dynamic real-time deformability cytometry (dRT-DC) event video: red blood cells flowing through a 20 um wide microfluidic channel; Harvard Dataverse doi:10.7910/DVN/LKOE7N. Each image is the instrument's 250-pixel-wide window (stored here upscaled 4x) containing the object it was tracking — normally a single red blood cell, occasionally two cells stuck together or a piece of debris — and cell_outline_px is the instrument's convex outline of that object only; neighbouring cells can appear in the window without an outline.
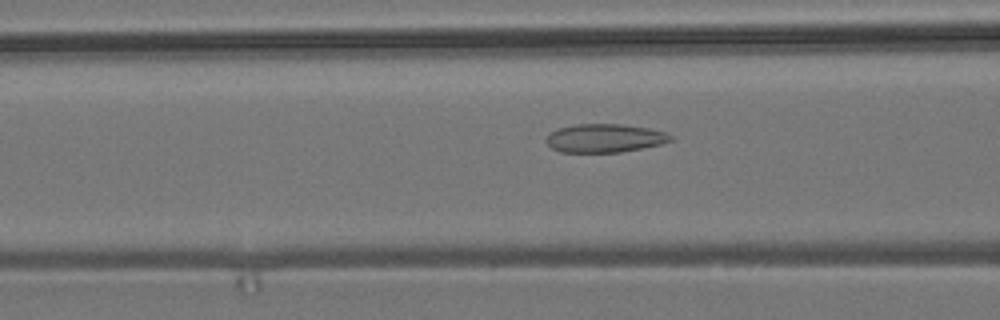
{"species": "common noctule bat (a hibernating species)", "species_latin": "Nyctalus noctula", "temperature_condition": "room temperature", "stored_images_in_passage": 41, "camera_frame_rate_fps": 3000, "um_per_image_px": 0.085, "animal": {"sex": "male", "body_mass_g": 19.2, "forearm_length_mm": 51.8}, "frame": {"image": 1, "passage_image": 10, "time_ms": 3.0, "image_size_px": [1000, 320], "cell_outline_px": [[672, 140], [660, 144], [620, 152], [560, 152], [552, 148], [544, 140], [548, 132], [560, 128], [576, 124], [624, 124], [648, 128], [664, 132], [672, 136]], "centroid_in_image_um": [51.35, 11.74], "position_along_channel_um": 115.3, "area_um2": 20.58}}
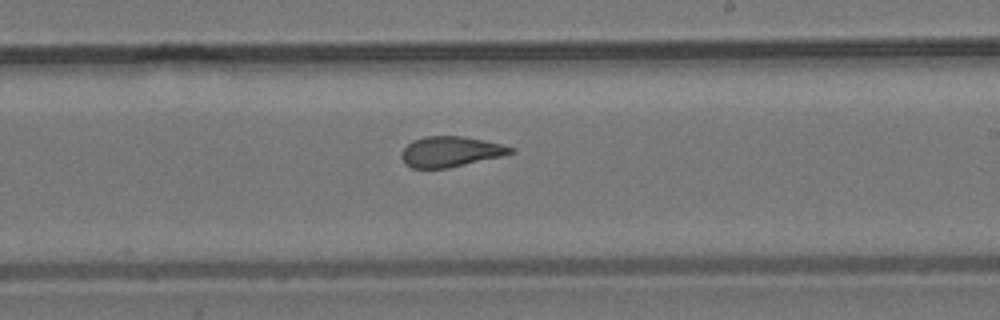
{"frame": {"image": 2, "passage_image": 21, "time_ms": 6.667, "image_size_px": [1000, 320], "cell_outline_px": [[516, 152], [500, 156], [448, 168], [412, 168], [404, 164], [400, 156], [400, 152], [412, 140], [424, 136], [464, 136], [504, 144], [516, 148]], "centroid_in_image_um": [38.29, 12.88], "position_along_channel_um": 250.7, "area_um2": 19.54}}
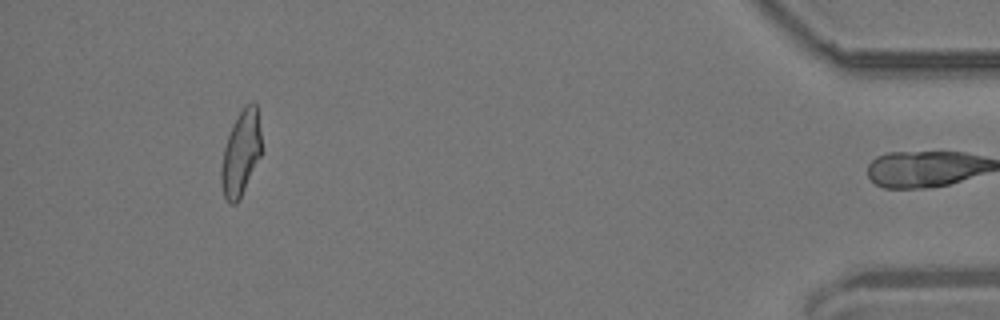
{"frame": {"image": 3, "passage_image": 40, "time_ms": 13.0, "image_size_px": [1000, 320], "cell_outline_px": [[260, 156], [236, 204], [228, 204], [224, 196], [220, 180], [220, 168], [224, 148], [232, 124], [244, 104], [252, 100], [256, 104], [260, 132]], "centroid_in_image_um": [20.44, 12.99], "position_along_channel_um": 414.8, "area_um2": 19.65}, "authors_computed_cell_mechanics": {"area_um2": 20.2878, "velocity_mm_per_s": 3.6988, "shape_relaxation_time_tau1_ms": null, "shape_relaxation_time_tau2_ms": 1.492, "deformation_change_tau1": null, "deformation_change_tau2": 0.0943}}